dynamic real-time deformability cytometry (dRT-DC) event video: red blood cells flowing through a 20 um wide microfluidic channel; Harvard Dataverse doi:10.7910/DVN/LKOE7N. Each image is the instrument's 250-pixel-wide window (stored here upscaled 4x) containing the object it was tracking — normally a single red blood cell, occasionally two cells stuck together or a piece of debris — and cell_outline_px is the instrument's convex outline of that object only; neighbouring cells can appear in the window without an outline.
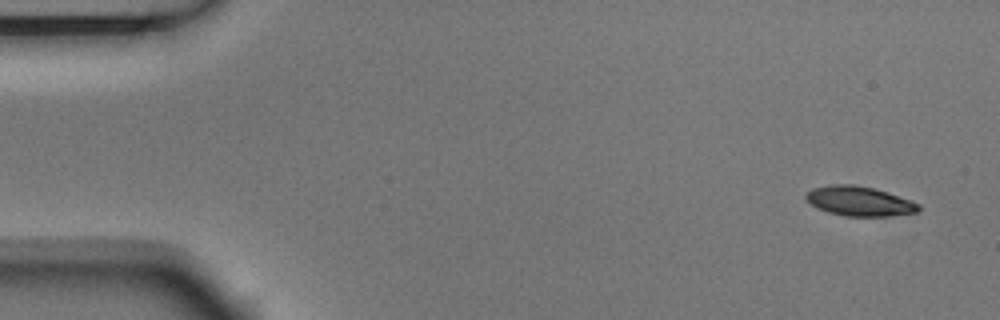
{"species": "Egyptian fruit bat (a non-hibernating species)", "species_latin": "Rousettus aegyptiacus", "temperature_condition": "room temperature", "stored_images_in_passage": 7, "camera_frame_rate_fps": 3000, "um_per_image_px": 0.085, "animal": {"sex": "male"}, "frame": {"image": 1, "passage_image": 1, "time_ms": 0.0, "image_size_px": [1000, 320], "cell_outline_px": [[920, 208], [916, 212], [892, 216], [844, 216], [828, 212], [816, 208], [804, 196], [812, 188], [832, 184], [852, 184], [872, 188], [888, 192], [920, 204]], "centroid_in_image_um": [73.04, 17.1], "position_along_channel_um": 12.0, "area_um2": 19.36}}
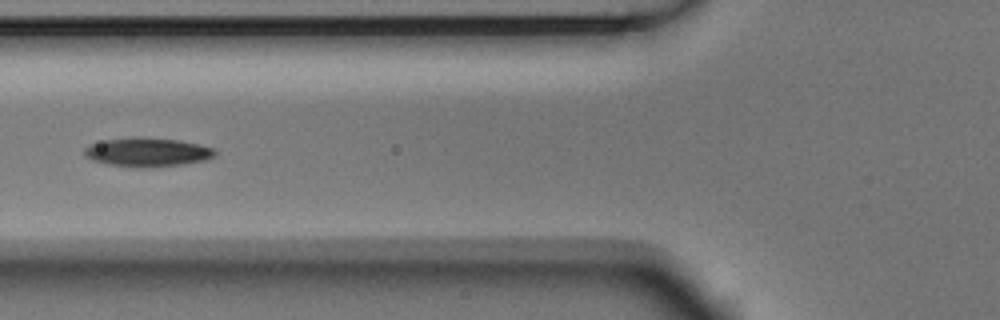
{"frame": {"image": 2, "passage_image": 6, "time_ms": 1.667, "image_size_px": [1000, 320], "cell_outline_px": [[216, 152], [212, 156], [204, 160], [180, 164], [144, 168], [136, 168], [108, 164], [92, 160], [84, 156], [84, 148], [92, 144], [104, 140], [132, 136], [140, 136], [176, 140], [200, 144], [216, 148]], "centroid_in_image_um": [12.49, 12.92], "position_along_channel_um": 113.3, "area_um2": 22.08}}
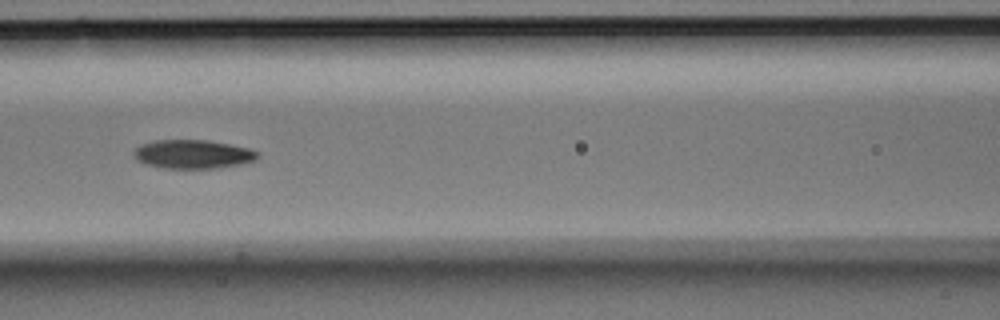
{"frame": {"image": 3, "passage_image": 7, "time_ms": 2.0, "image_size_px": [1000, 320], "cell_outline_px": [[260, 156], [256, 160], [240, 164], [220, 168], [160, 168], [144, 164], [136, 160], [132, 156], [132, 152], [140, 144], [152, 140], [208, 140], [248, 148], [260, 152]], "centroid_in_image_um": [16.36, 13.11], "position_along_channel_um": 150.2, "area_um2": 21.1}}